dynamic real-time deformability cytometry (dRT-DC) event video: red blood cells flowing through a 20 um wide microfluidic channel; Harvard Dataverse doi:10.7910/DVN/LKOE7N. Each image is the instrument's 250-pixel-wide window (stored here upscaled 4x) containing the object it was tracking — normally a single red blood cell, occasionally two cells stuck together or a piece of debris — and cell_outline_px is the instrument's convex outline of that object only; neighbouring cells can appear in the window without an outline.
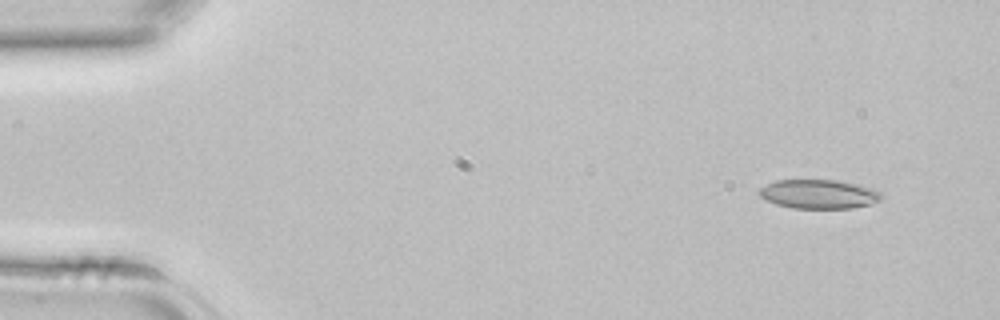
{"species": "common noctule bat (a hibernating species)", "species_latin": "Nyctalus noctula", "temperature_condition": "room temperature", "stored_images_in_passage": 42, "camera_frame_rate_fps": 3000, "um_per_image_px": 0.085, "animal": {"sex": "female", "body_mass_g": 22.7, "forearm_length_mm": 54.2}, "frame": {"image": 1, "passage_image": 3, "time_ms": 0.667, "image_size_px": [1000, 320], "cell_outline_px": [[880, 200], [872, 204], [852, 208], [792, 208], [776, 204], [764, 200], [756, 192], [760, 188], [776, 180], [836, 180], [856, 184], [872, 188], [880, 192]], "centroid_in_image_um": [69.56, 16.5], "position_along_channel_um": 15.4, "area_um2": 20.69}}
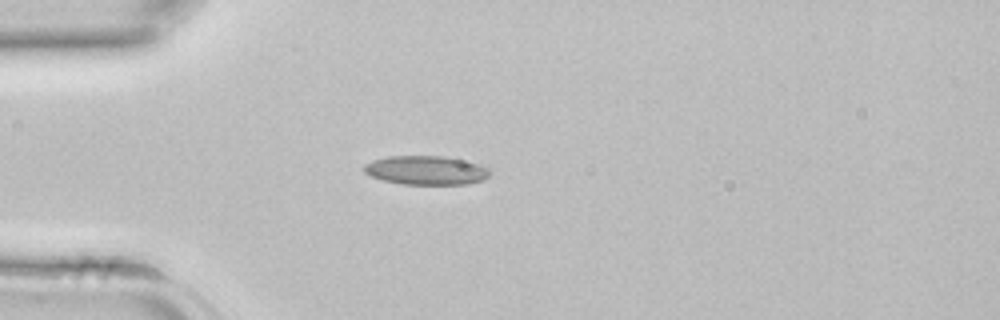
{"frame": {"image": 2, "passage_image": 11, "time_ms": 3.333, "image_size_px": [1000, 320], "cell_outline_px": [[488, 176], [484, 180], [468, 184], [404, 184], [384, 180], [372, 176], [364, 172], [364, 164], [372, 160], [388, 156], [444, 156], [476, 164], [488, 168]], "centroid_in_image_um": [36.18, 14.47], "position_along_channel_um": 48.8, "area_um2": 20.92}}
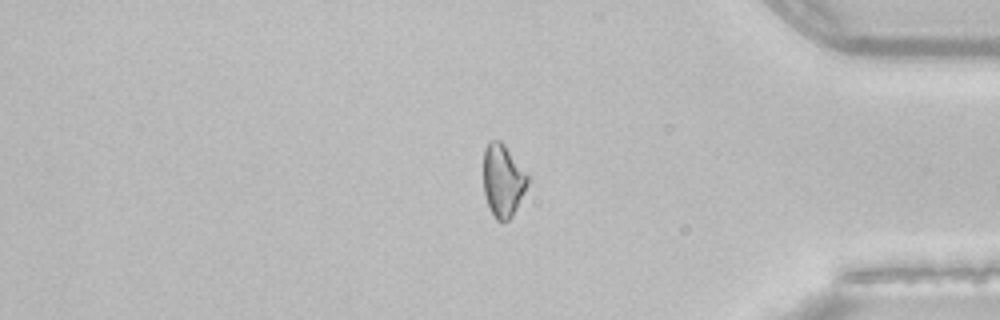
{"frame": {"image": 3, "passage_image": 35, "time_ms": 11.333, "image_size_px": [1000, 320], "cell_outline_px": [[528, 184], [512, 216], [504, 224], [500, 224], [496, 220], [488, 204], [484, 192], [484, 148], [488, 140], [500, 140], [504, 144], [528, 172]], "centroid_in_image_um": [42.75, 15.33], "position_along_channel_um": 392.4, "area_um2": 18.9}}